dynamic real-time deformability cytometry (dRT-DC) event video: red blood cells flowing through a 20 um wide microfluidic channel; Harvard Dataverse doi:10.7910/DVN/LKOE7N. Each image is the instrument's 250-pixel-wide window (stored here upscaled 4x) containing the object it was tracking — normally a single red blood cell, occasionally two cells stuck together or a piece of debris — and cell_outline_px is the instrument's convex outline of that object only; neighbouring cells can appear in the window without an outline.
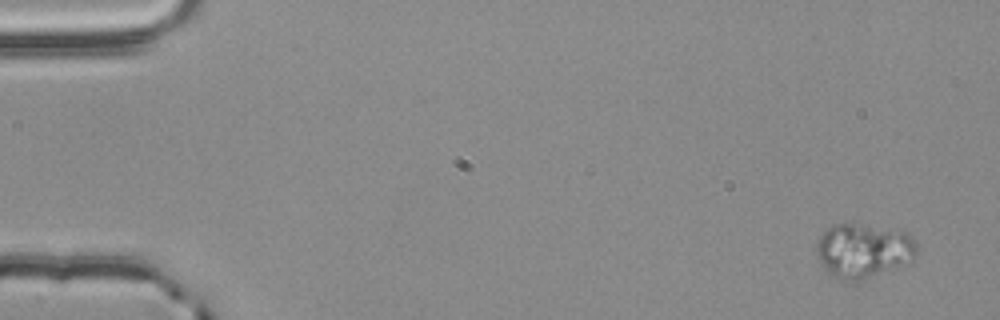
{"species": "common noctule bat (a hibernating species)", "species_latin": "Nyctalus noctula", "temperature_condition": "room temperature", "stored_images_in_passage": 5, "camera_frame_rate_fps": 3000, "um_per_image_px": 0.085, "animal": {"sex": "male", "body_mass_g": 20.4}, "frame": {"image": 1, "passage_image": 1, "time_ms": 0.0, "image_size_px": [1000, 320], "cell_outline_px": [[916, 256], [912, 260], [904, 264], [856, 284], [844, 284], [828, 276], [820, 260], [816, 248], [816, 244], [820, 236], [832, 224], [856, 224], [900, 228], [908, 232], [916, 244]], "centroid_in_image_um": [73.38, 21.35], "position_along_channel_um": 11.6, "area_um2": 32.83}}
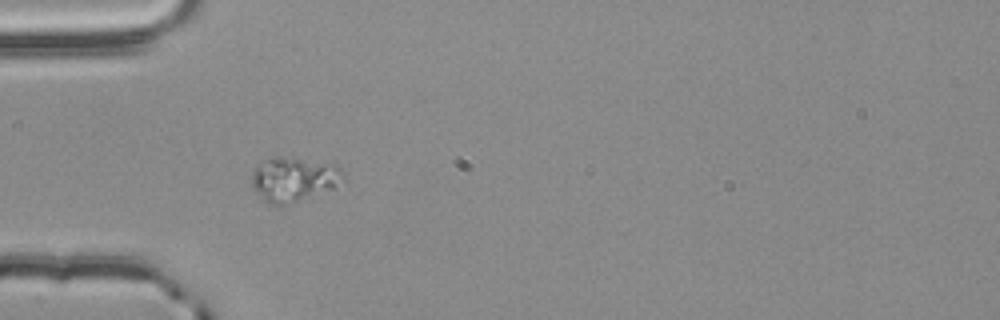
{"frame": {"image": 2, "passage_image": 4, "time_ms": 1.0, "image_size_px": [1000, 320], "cell_outline_px": [[344, 176], [332, 188], [292, 204], [268, 204], [252, 188], [252, 172], [256, 164], [272, 156], [296, 156], [336, 164], [340, 168]], "centroid_in_image_um": [24.92, 15.19], "position_along_channel_um": 60.1, "area_um2": 24.04}}
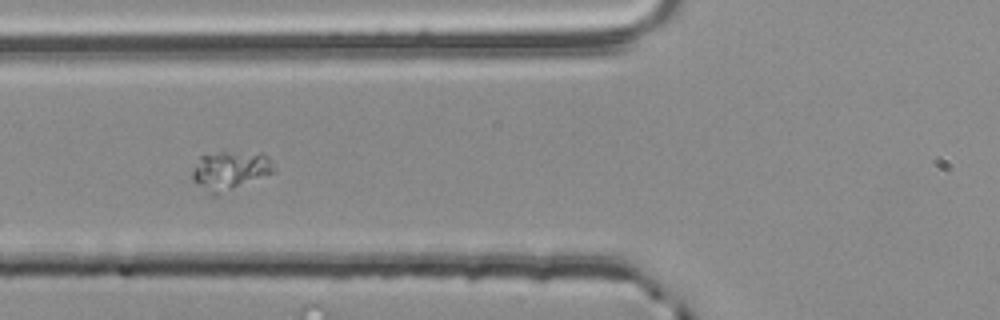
{"frame": {"image": 3, "passage_image": 5, "time_ms": 1.333, "image_size_px": [1000, 320], "cell_outline_px": [[276, 172], [216, 196], [212, 196], [192, 180], [192, 168], [200, 156], [220, 152], [260, 152], [276, 168]], "centroid_in_image_um": [19.54, 14.51], "position_along_channel_um": 106.3, "area_um2": 18.55}}